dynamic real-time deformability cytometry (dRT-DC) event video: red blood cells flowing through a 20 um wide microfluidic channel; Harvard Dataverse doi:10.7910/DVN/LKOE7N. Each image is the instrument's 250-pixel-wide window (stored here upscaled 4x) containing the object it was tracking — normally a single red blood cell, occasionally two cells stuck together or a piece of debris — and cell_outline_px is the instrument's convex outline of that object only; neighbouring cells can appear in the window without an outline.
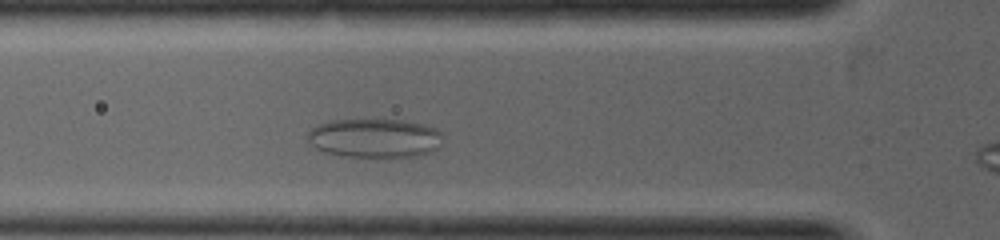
{"species": "common noctule bat (a hibernating species)", "species_latin": "Nyctalus noctula", "temperature_condition": "warm", "stored_images_in_passage": 5, "camera_frame_rate_fps": 5000, "um_per_image_px": 0.085, "animal": {"sex": "female", "body_mass_g": 19.0, "forearm_length_mm": 53.3}, "frame": {"image": 1, "passage_image": 4, "time_ms": 1.4, "image_size_px": [1000, 240], "cell_outline_px": [[440, 132], [436, 148], [432, 152], [416, 156], [388, 160], [384, 160], [348, 156], [324, 152], [308, 144], [308, 132], [312, 128], [328, 120], [380, 116], [420, 124], [432, 128]], "centroid_in_image_um": [31.77, 11.73], "position_along_channel_um": 94.0, "area_um2": 32.14}}